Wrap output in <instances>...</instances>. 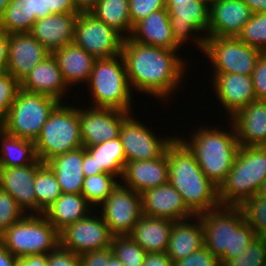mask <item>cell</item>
<instances>
[{"instance_id":"6da1fadb","label":"cell","mask_w":266,"mask_h":266,"mask_svg":"<svg viewBox=\"0 0 266 266\" xmlns=\"http://www.w3.org/2000/svg\"><path fill=\"white\" fill-rule=\"evenodd\" d=\"M176 51L124 38L121 55L131 90L168 100L187 73V63Z\"/></svg>"},{"instance_id":"7a4b0ae2","label":"cell","mask_w":266,"mask_h":266,"mask_svg":"<svg viewBox=\"0 0 266 266\" xmlns=\"http://www.w3.org/2000/svg\"><path fill=\"white\" fill-rule=\"evenodd\" d=\"M165 151L168 182L181 194L186 206L195 215L219 207L218 187L206 177L194 154L177 135Z\"/></svg>"},{"instance_id":"3957f363","label":"cell","mask_w":266,"mask_h":266,"mask_svg":"<svg viewBox=\"0 0 266 266\" xmlns=\"http://www.w3.org/2000/svg\"><path fill=\"white\" fill-rule=\"evenodd\" d=\"M204 246L220 260L232 259L246 251L258 237L245 222L239 206H223L199 214Z\"/></svg>"},{"instance_id":"277c9868","label":"cell","mask_w":266,"mask_h":266,"mask_svg":"<svg viewBox=\"0 0 266 266\" xmlns=\"http://www.w3.org/2000/svg\"><path fill=\"white\" fill-rule=\"evenodd\" d=\"M230 132L219 128L202 127L192 132L190 141L179 138L194 154L206 177L218 188L232 169L240 144L233 123ZM233 130V131H231ZM195 132V133H194Z\"/></svg>"},{"instance_id":"5b68a950","label":"cell","mask_w":266,"mask_h":266,"mask_svg":"<svg viewBox=\"0 0 266 266\" xmlns=\"http://www.w3.org/2000/svg\"><path fill=\"white\" fill-rule=\"evenodd\" d=\"M266 180V146H240L231 171L218 188L223 206H240Z\"/></svg>"},{"instance_id":"8992f818","label":"cell","mask_w":266,"mask_h":266,"mask_svg":"<svg viewBox=\"0 0 266 266\" xmlns=\"http://www.w3.org/2000/svg\"><path fill=\"white\" fill-rule=\"evenodd\" d=\"M95 108H109L131 112L132 90L122 55L96 59L87 83Z\"/></svg>"},{"instance_id":"52a82bcc","label":"cell","mask_w":266,"mask_h":266,"mask_svg":"<svg viewBox=\"0 0 266 266\" xmlns=\"http://www.w3.org/2000/svg\"><path fill=\"white\" fill-rule=\"evenodd\" d=\"M82 146L79 107H69L60 102L51 112L35 141L37 158L46 163L55 156Z\"/></svg>"},{"instance_id":"ba28073f","label":"cell","mask_w":266,"mask_h":266,"mask_svg":"<svg viewBox=\"0 0 266 266\" xmlns=\"http://www.w3.org/2000/svg\"><path fill=\"white\" fill-rule=\"evenodd\" d=\"M0 243L20 258L49 254L60 245V237L43 214H26L0 235Z\"/></svg>"},{"instance_id":"9c48e42d","label":"cell","mask_w":266,"mask_h":266,"mask_svg":"<svg viewBox=\"0 0 266 266\" xmlns=\"http://www.w3.org/2000/svg\"><path fill=\"white\" fill-rule=\"evenodd\" d=\"M59 103L53 97L20 89L1 128L10 135L35 142Z\"/></svg>"},{"instance_id":"30bf717a","label":"cell","mask_w":266,"mask_h":266,"mask_svg":"<svg viewBox=\"0 0 266 266\" xmlns=\"http://www.w3.org/2000/svg\"><path fill=\"white\" fill-rule=\"evenodd\" d=\"M203 53L212 62L213 74L252 75L263 52L238 37H206Z\"/></svg>"},{"instance_id":"8fae6325","label":"cell","mask_w":266,"mask_h":266,"mask_svg":"<svg viewBox=\"0 0 266 266\" xmlns=\"http://www.w3.org/2000/svg\"><path fill=\"white\" fill-rule=\"evenodd\" d=\"M123 41L124 37L120 33L90 12L78 14L73 42L95 59L120 55Z\"/></svg>"},{"instance_id":"7c38bea8","label":"cell","mask_w":266,"mask_h":266,"mask_svg":"<svg viewBox=\"0 0 266 266\" xmlns=\"http://www.w3.org/2000/svg\"><path fill=\"white\" fill-rule=\"evenodd\" d=\"M100 207V215L114 236L129 235L141 218L142 196L119 182Z\"/></svg>"},{"instance_id":"4fadbf2b","label":"cell","mask_w":266,"mask_h":266,"mask_svg":"<svg viewBox=\"0 0 266 266\" xmlns=\"http://www.w3.org/2000/svg\"><path fill=\"white\" fill-rule=\"evenodd\" d=\"M68 225L59 233L60 246L75 254L105 249L111 246L114 235L102 216L92 215Z\"/></svg>"},{"instance_id":"5bb4252c","label":"cell","mask_w":266,"mask_h":266,"mask_svg":"<svg viewBox=\"0 0 266 266\" xmlns=\"http://www.w3.org/2000/svg\"><path fill=\"white\" fill-rule=\"evenodd\" d=\"M131 114L133 113L123 120L119 135L126 162L160 157L176 136L157 137L152 130Z\"/></svg>"},{"instance_id":"9a60e30c","label":"cell","mask_w":266,"mask_h":266,"mask_svg":"<svg viewBox=\"0 0 266 266\" xmlns=\"http://www.w3.org/2000/svg\"><path fill=\"white\" fill-rule=\"evenodd\" d=\"M168 11L171 31L176 43L182 47L187 40L194 39V43L199 46L198 49H202L203 52L205 39L208 37L210 7L203 0H189L176 3ZM203 31L207 32V35H193L194 32L197 34Z\"/></svg>"},{"instance_id":"2e32d148","label":"cell","mask_w":266,"mask_h":266,"mask_svg":"<svg viewBox=\"0 0 266 266\" xmlns=\"http://www.w3.org/2000/svg\"><path fill=\"white\" fill-rule=\"evenodd\" d=\"M130 114L116 109L79 107L81 139L84 147L98 145L119 137L121 124Z\"/></svg>"},{"instance_id":"e0dca14e","label":"cell","mask_w":266,"mask_h":266,"mask_svg":"<svg viewBox=\"0 0 266 266\" xmlns=\"http://www.w3.org/2000/svg\"><path fill=\"white\" fill-rule=\"evenodd\" d=\"M142 214L171 221L187 220L195 214L186 206L181 194L169 182L141 194Z\"/></svg>"},{"instance_id":"ac0fdd59","label":"cell","mask_w":266,"mask_h":266,"mask_svg":"<svg viewBox=\"0 0 266 266\" xmlns=\"http://www.w3.org/2000/svg\"><path fill=\"white\" fill-rule=\"evenodd\" d=\"M211 80L215 95L224 106L228 115L233 117L238 111L257 100L252 75L244 74H212ZM214 85V86H213Z\"/></svg>"},{"instance_id":"d6986e66","label":"cell","mask_w":266,"mask_h":266,"mask_svg":"<svg viewBox=\"0 0 266 266\" xmlns=\"http://www.w3.org/2000/svg\"><path fill=\"white\" fill-rule=\"evenodd\" d=\"M242 0H221L210 6L208 37H237L252 17Z\"/></svg>"},{"instance_id":"ffe728a7","label":"cell","mask_w":266,"mask_h":266,"mask_svg":"<svg viewBox=\"0 0 266 266\" xmlns=\"http://www.w3.org/2000/svg\"><path fill=\"white\" fill-rule=\"evenodd\" d=\"M49 54L30 33L9 34L7 72L21 82Z\"/></svg>"},{"instance_id":"44dd1931","label":"cell","mask_w":266,"mask_h":266,"mask_svg":"<svg viewBox=\"0 0 266 266\" xmlns=\"http://www.w3.org/2000/svg\"><path fill=\"white\" fill-rule=\"evenodd\" d=\"M43 164L39 159L22 167L0 168V189L9 193L26 214H36L34 179L37 169ZM33 213H32V212Z\"/></svg>"},{"instance_id":"7402d4cb","label":"cell","mask_w":266,"mask_h":266,"mask_svg":"<svg viewBox=\"0 0 266 266\" xmlns=\"http://www.w3.org/2000/svg\"><path fill=\"white\" fill-rule=\"evenodd\" d=\"M168 158L165 151L160 157L152 160H137L125 163L122 177L125 186L140 195L148 189L168 182Z\"/></svg>"},{"instance_id":"603a6c76","label":"cell","mask_w":266,"mask_h":266,"mask_svg":"<svg viewBox=\"0 0 266 266\" xmlns=\"http://www.w3.org/2000/svg\"><path fill=\"white\" fill-rule=\"evenodd\" d=\"M21 89L31 93L44 94L63 102L69 86L63 79L57 59L50 53L38 63L20 82ZM68 88V89H67Z\"/></svg>"},{"instance_id":"cb8c5ba5","label":"cell","mask_w":266,"mask_h":266,"mask_svg":"<svg viewBox=\"0 0 266 266\" xmlns=\"http://www.w3.org/2000/svg\"><path fill=\"white\" fill-rule=\"evenodd\" d=\"M79 13L51 14L34 22L29 32L50 53L74 41Z\"/></svg>"},{"instance_id":"d4e9b609","label":"cell","mask_w":266,"mask_h":266,"mask_svg":"<svg viewBox=\"0 0 266 266\" xmlns=\"http://www.w3.org/2000/svg\"><path fill=\"white\" fill-rule=\"evenodd\" d=\"M240 146H266V100H255L230 118Z\"/></svg>"},{"instance_id":"484cf974","label":"cell","mask_w":266,"mask_h":266,"mask_svg":"<svg viewBox=\"0 0 266 266\" xmlns=\"http://www.w3.org/2000/svg\"><path fill=\"white\" fill-rule=\"evenodd\" d=\"M130 38L140 44L171 50L181 48L173 38L167 8L157 10L133 26Z\"/></svg>"},{"instance_id":"4316f807","label":"cell","mask_w":266,"mask_h":266,"mask_svg":"<svg viewBox=\"0 0 266 266\" xmlns=\"http://www.w3.org/2000/svg\"><path fill=\"white\" fill-rule=\"evenodd\" d=\"M203 246L204 232L199 215L187 220L173 222L166 251L172 262L189 256Z\"/></svg>"},{"instance_id":"83f0119b","label":"cell","mask_w":266,"mask_h":266,"mask_svg":"<svg viewBox=\"0 0 266 266\" xmlns=\"http://www.w3.org/2000/svg\"><path fill=\"white\" fill-rule=\"evenodd\" d=\"M57 59L63 79L70 87L90 80L95 58L74 42L55 50L53 53Z\"/></svg>"},{"instance_id":"f1b7e54d","label":"cell","mask_w":266,"mask_h":266,"mask_svg":"<svg viewBox=\"0 0 266 266\" xmlns=\"http://www.w3.org/2000/svg\"><path fill=\"white\" fill-rule=\"evenodd\" d=\"M84 146L60 154L46 164L54 172L62 193L79 194L84 183Z\"/></svg>"},{"instance_id":"f546056e","label":"cell","mask_w":266,"mask_h":266,"mask_svg":"<svg viewBox=\"0 0 266 266\" xmlns=\"http://www.w3.org/2000/svg\"><path fill=\"white\" fill-rule=\"evenodd\" d=\"M173 222L142 214L129 236L146 253L166 252Z\"/></svg>"},{"instance_id":"4dcf8cb0","label":"cell","mask_w":266,"mask_h":266,"mask_svg":"<svg viewBox=\"0 0 266 266\" xmlns=\"http://www.w3.org/2000/svg\"><path fill=\"white\" fill-rule=\"evenodd\" d=\"M93 210L95 211L81 193H62L43 215L60 233L68 225L88 216Z\"/></svg>"},{"instance_id":"1f68e13d","label":"cell","mask_w":266,"mask_h":266,"mask_svg":"<svg viewBox=\"0 0 266 266\" xmlns=\"http://www.w3.org/2000/svg\"><path fill=\"white\" fill-rule=\"evenodd\" d=\"M37 160L35 142L10 135L0 125V168L22 167Z\"/></svg>"},{"instance_id":"d6a6232c","label":"cell","mask_w":266,"mask_h":266,"mask_svg":"<svg viewBox=\"0 0 266 266\" xmlns=\"http://www.w3.org/2000/svg\"><path fill=\"white\" fill-rule=\"evenodd\" d=\"M85 149L94 158L95 175L105 172L122 177L126 156L119 137Z\"/></svg>"},{"instance_id":"836d02e7","label":"cell","mask_w":266,"mask_h":266,"mask_svg":"<svg viewBox=\"0 0 266 266\" xmlns=\"http://www.w3.org/2000/svg\"><path fill=\"white\" fill-rule=\"evenodd\" d=\"M90 13L124 38L131 36L133 26L130 20L129 0H99Z\"/></svg>"},{"instance_id":"e575fe53","label":"cell","mask_w":266,"mask_h":266,"mask_svg":"<svg viewBox=\"0 0 266 266\" xmlns=\"http://www.w3.org/2000/svg\"><path fill=\"white\" fill-rule=\"evenodd\" d=\"M35 21L31 0H11L0 17V30L8 34L29 33Z\"/></svg>"},{"instance_id":"d590c367","label":"cell","mask_w":266,"mask_h":266,"mask_svg":"<svg viewBox=\"0 0 266 266\" xmlns=\"http://www.w3.org/2000/svg\"><path fill=\"white\" fill-rule=\"evenodd\" d=\"M36 214H43L62 194L61 187L52 169L43 163L34 179Z\"/></svg>"},{"instance_id":"8d00e7d4","label":"cell","mask_w":266,"mask_h":266,"mask_svg":"<svg viewBox=\"0 0 266 266\" xmlns=\"http://www.w3.org/2000/svg\"><path fill=\"white\" fill-rule=\"evenodd\" d=\"M116 178L105 172L85 177L81 194L93 207L100 206L119 184Z\"/></svg>"},{"instance_id":"74e56055","label":"cell","mask_w":266,"mask_h":266,"mask_svg":"<svg viewBox=\"0 0 266 266\" xmlns=\"http://www.w3.org/2000/svg\"><path fill=\"white\" fill-rule=\"evenodd\" d=\"M239 207L245 222L256 232L258 237L266 239V198L256 194Z\"/></svg>"},{"instance_id":"f35d334b","label":"cell","mask_w":266,"mask_h":266,"mask_svg":"<svg viewBox=\"0 0 266 266\" xmlns=\"http://www.w3.org/2000/svg\"><path fill=\"white\" fill-rule=\"evenodd\" d=\"M113 254L125 266H142L146 255L144 251L129 235H116L111 243Z\"/></svg>"},{"instance_id":"ab89813d","label":"cell","mask_w":266,"mask_h":266,"mask_svg":"<svg viewBox=\"0 0 266 266\" xmlns=\"http://www.w3.org/2000/svg\"><path fill=\"white\" fill-rule=\"evenodd\" d=\"M242 42L266 52V12L253 13L250 20L244 25L237 36Z\"/></svg>"},{"instance_id":"60d3db41","label":"cell","mask_w":266,"mask_h":266,"mask_svg":"<svg viewBox=\"0 0 266 266\" xmlns=\"http://www.w3.org/2000/svg\"><path fill=\"white\" fill-rule=\"evenodd\" d=\"M221 266H266V239L257 237L246 251L226 259Z\"/></svg>"},{"instance_id":"b9f144b4","label":"cell","mask_w":266,"mask_h":266,"mask_svg":"<svg viewBox=\"0 0 266 266\" xmlns=\"http://www.w3.org/2000/svg\"><path fill=\"white\" fill-rule=\"evenodd\" d=\"M20 89V81L10 73L0 75V125L5 120Z\"/></svg>"},{"instance_id":"7bdbcfd3","label":"cell","mask_w":266,"mask_h":266,"mask_svg":"<svg viewBox=\"0 0 266 266\" xmlns=\"http://www.w3.org/2000/svg\"><path fill=\"white\" fill-rule=\"evenodd\" d=\"M25 215L17 201L0 189V235Z\"/></svg>"},{"instance_id":"ee69618b","label":"cell","mask_w":266,"mask_h":266,"mask_svg":"<svg viewBox=\"0 0 266 266\" xmlns=\"http://www.w3.org/2000/svg\"><path fill=\"white\" fill-rule=\"evenodd\" d=\"M166 8L164 0H129L130 20L134 26L149 14Z\"/></svg>"},{"instance_id":"f6af8a7d","label":"cell","mask_w":266,"mask_h":266,"mask_svg":"<svg viewBox=\"0 0 266 266\" xmlns=\"http://www.w3.org/2000/svg\"><path fill=\"white\" fill-rule=\"evenodd\" d=\"M173 266H221L216 258L205 246L189 256L173 262Z\"/></svg>"},{"instance_id":"bcb514c9","label":"cell","mask_w":266,"mask_h":266,"mask_svg":"<svg viewBox=\"0 0 266 266\" xmlns=\"http://www.w3.org/2000/svg\"><path fill=\"white\" fill-rule=\"evenodd\" d=\"M252 79L256 99L266 100V52L257 60Z\"/></svg>"},{"instance_id":"7dc6e473","label":"cell","mask_w":266,"mask_h":266,"mask_svg":"<svg viewBox=\"0 0 266 266\" xmlns=\"http://www.w3.org/2000/svg\"><path fill=\"white\" fill-rule=\"evenodd\" d=\"M48 266H80V255L59 245L48 254Z\"/></svg>"},{"instance_id":"c3c4849f","label":"cell","mask_w":266,"mask_h":266,"mask_svg":"<svg viewBox=\"0 0 266 266\" xmlns=\"http://www.w3.org/2000/svg\"><path fill=\"white\" fill-rule=\"evenodd\" d=\"M113 255L110 247L89 251L80 255V266H107L109 258Z\"/></svg>"},{"instance_id":"681fc988","label":"cell","mask_w":266,"mask_h":266,"mask_svg":"<svg viewBox=\"0 0 266 266\" xmlns=\"http://www.w3.org/2000/svg\"><path fill=\"white\" fill-rule=\"evenodd\" d=\"M47 9L50 14L80 13L74 0H47Z\"/></svg>"},{"instance_id":"f907efd6","label":"cell","mask_w":266,"mask_h":266,"mask_svg":"<svg viewBox=\"0 0 266 266\" xmlns=\"http://www.w3.org/2000/svg\"><path fill=\"white\" fill-rule=\"evenodd\" d=\"M142 266H173L166 252L146 253Z\"/></svg>"},{"instance_id":"816d5d0a","label":"cell","mask_w":266,"mask_h":266,"mask_svg":"<svg viewBox=\"0 0 266 266\" xmlns=\"http://www.w3.org/2000/svg\"><path fill=\"white\" fill-rule=\"evenodd\" d=\"M15 266H48V254H34L17 258Z\"/></svg>"},{"instance_id":"f5cc1de1","label":"cell","mask_w":266,"mask_h":266,"mask_svg":"<svg viewBox=\"0 0 266 266\" xmlns=\"http://www.w3.org/2000/svg\"><path fill=\"white\" fill-rule=\"evenodd\" d=\"M9 34L0 30V75L7 72Z\"/></svg>"},{"instance_id":"db71d44e","label":"cell","mask_w":266,"mask_h":266,"mask_svg":"<svg viewBox=\"0 0 266 266\" xmlns=\"http://www.w3.org/2000/svg\"><path fill=\"white\" fill-rule=\"evenodd\" d=\"M31 6L36 20L51 15L47 9V0H31Z\"/></svg>"},{"instance_id":"11a10c76","label":"cell","mask_w":266,"mask_h":266,"mask_svg":"<svg viewBox=\"0 0 266 266\" xmlns=\"http://www.w3.org/2000/svg\"><path fill=\"white\" fill-rule=\"evenodd\" d=\"M84 176L88 177L95 175V164L93 156L84 147V160H83Z\"/></svg>"},{"instance_id":"9f6ffc18","label":"cell","mask_w":266,"mask_h":266,"mask_svg":"<svg viewBox=\"0 0 266 266\" xmlns=\"http://www.w3.org/2000/svg\"><path fill=\"white\" fill-rule=\"evenodd\" d=\"M17 257L0 243V266H15Z\"/></svg>"},{"instance_id":"6f0895ef","label":"cell","mask_w":266,"mask_h":266,"mask_svg":"<svg viewBox=\"0 0 266 266\" xmlns=\"http://www.w3.org/2000/svg\"><path fill=\"white\" fill-rule=\"evenodd\" d=\"M253 13L266 12V0H242Z\"/></svg>"},{"instance_id":"680465c9","label":"cell","mask_w":266,"mask_h":266,"mask_svg":"<svg viewBox=\"0 0 266 266\" xmlns=\"http://www.w3.org/2000/svg\"><path fill=\"white\" fill-rule=\"evenodd\" d=\"M99 0H74L76 9L80 12H90Z\"/></svg>"},{"instance_id":"91938a15","label":"cell","mask_w":266,"mask_h":266,"mask_svg":"<svg viewBox=\"0 0 266 266\" xmlns=\"http://www.w3.org/2000/svg\"><path fill=\"white\" fill-rule=\"evenodd\" d=\"M107 266H125L114 254L109 258Z\"/></svg>"},{"instance_id":"94428289","label":"cell","mask_w":266,"mask_h":266,"mask_svg":"<svg viewBox=\"0 0 266 266\" xmlns=\"http://www.w3.org/2000/svg\"><path fill=\"white\" fill-rule=\"evenodd\" d=\"M189 0H164L165 7L169 10L176 3L188 2Z\"/></svg>"},{"instance_id":"6125c7cd","label":"cell","mask_w":266,"mask_h":266,"mask_svg":"<svg viewBox=\"0 0 266 266\" xmlns=\"http://www.w3.org/2000/svg\"><path fill=\"white\" fill-rule=\"evenodd\" d=\"M10 1L11 0H0V17L3 15Z\"/></svg>"},{"instance_id":"be15d7a7","label":"cell","mask_w":266,"mask_h":266,"mask_svg":"<svg viewBox=\"0 0 266 266\" xmlns=\"http://www.w3.org/2000/svg\"><path fill=\"white\" fill-rule=\"evenodd\" d=\"M258 194L266 198V180L262 183Z\"/></svg>"},{"instance_id":"e7e4bbea","label":"cell","mask_w":266,"mask_h":266,"mask_svg":"<svg viewBox=\"0 0 266 266\" xmlns=\"http://www.w3.org/2000/svg\"><path fill=\"white\" fill-rule=\"evenodd\" d=\"M203 1L210 7L212 4L221 0H203Z\"/></svg>"}]
</instances>
